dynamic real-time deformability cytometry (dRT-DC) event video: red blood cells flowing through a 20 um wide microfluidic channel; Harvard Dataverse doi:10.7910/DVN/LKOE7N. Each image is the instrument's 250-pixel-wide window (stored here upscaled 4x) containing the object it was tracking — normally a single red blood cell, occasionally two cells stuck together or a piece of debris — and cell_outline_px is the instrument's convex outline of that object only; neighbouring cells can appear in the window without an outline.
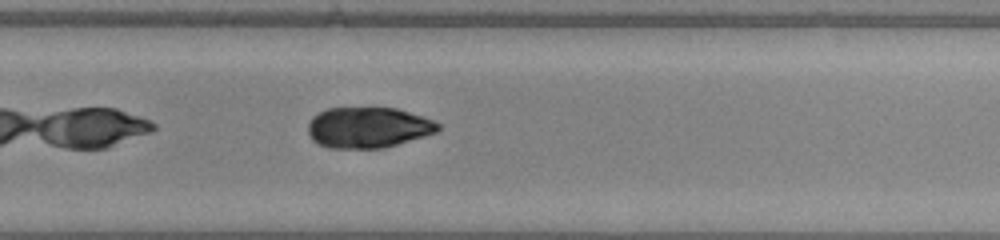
{"species": "common noctule bat (a hibernating species)", "species_latin": "Nyctalus noctula", "temperature_condition": "warm", "stored_images_in_passage": 31, "camera_frame_rate_fps": 3000, "um_per_image_px": 0.085, "animal": {"sex": "male", "body_mass_g": 20.0, "forearm_length_mm": 53.3}, "frame": {"image": 1, "passage_image": 19, "time_ms": 6.0, "image_size_px": [1000, 240], "cell_outline_px": [[440, 128], [436, 132], [424, 136], [384, 148], [328, 148], [312, 140], [308, 132], [308, 124], [312, 116], [328, 108], [396, 108], [432, 120], [440, 124]], "centroid_in_image_um": [31.26, 10.84], "position_along_channel_um": 298.5, "area_um2": 30.69}}
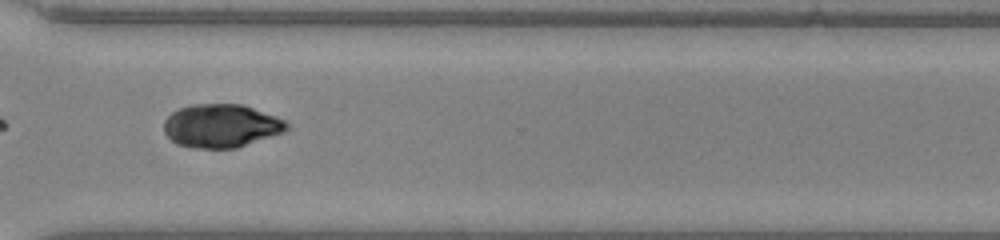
{"frame": {"image": 2, "passage_image": 23, "time_ms": 7.333, "image_size_px": [1000, 240], "cell_outline_px": [[292, 128], [284, 132], [236, 148], [192, 148], [176, 144], [164, 132], [164, 120], [172, 112], [180, 108], [192, 104], [240, 104], [276, 116], [284, 120]], "centroid_in_image_um": [18.8, 10.7], "position_along_channel_um": 351.8, "area_um2": 31.04}}